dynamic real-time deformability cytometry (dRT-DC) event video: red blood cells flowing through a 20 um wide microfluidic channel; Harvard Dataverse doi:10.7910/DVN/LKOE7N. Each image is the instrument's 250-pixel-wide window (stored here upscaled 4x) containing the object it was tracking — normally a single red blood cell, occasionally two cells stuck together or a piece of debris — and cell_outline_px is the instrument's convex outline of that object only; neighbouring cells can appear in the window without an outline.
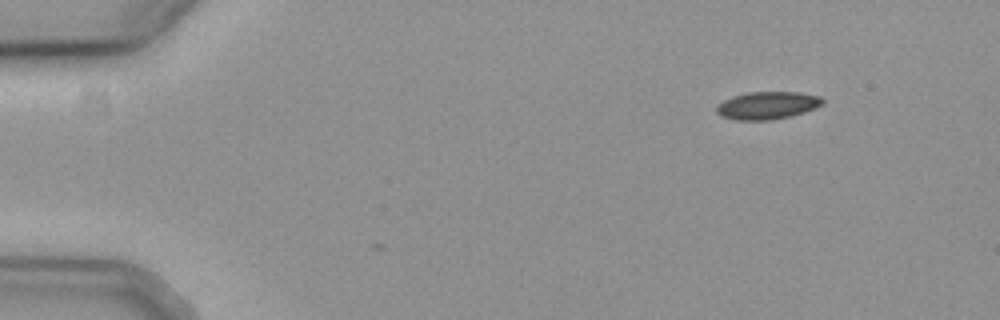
{"species": "common noctule bat (a hibernating species)", "species_latin": "Nyctalus noctula", "temperature_condition": "cold", "stored_images_in_passage": 2, "camera_frame_rate_fps": 3000, "um_per_image_px": 0.085, "animal": {"sex": "female", "body_mass_g": 19.3, "forearm_length_mm": 54.1}, "frame": {"image": 1, "passage_image": 2, "time_ms": 0.333, "image_size_px": [1000, 320], "cell_outline_px": [[824, 104], [804, 112], [788, 116], [768, 120], [736, 120], [720, 116], [716, 112], [716, 104], [732, 96], [748, 92], [800, 92], [820, 96], [824, 100]], "centroid_in_image_um": [65.2, 8.95], "position_along_channel_um": 19.8, "area_um2": 17.11}}